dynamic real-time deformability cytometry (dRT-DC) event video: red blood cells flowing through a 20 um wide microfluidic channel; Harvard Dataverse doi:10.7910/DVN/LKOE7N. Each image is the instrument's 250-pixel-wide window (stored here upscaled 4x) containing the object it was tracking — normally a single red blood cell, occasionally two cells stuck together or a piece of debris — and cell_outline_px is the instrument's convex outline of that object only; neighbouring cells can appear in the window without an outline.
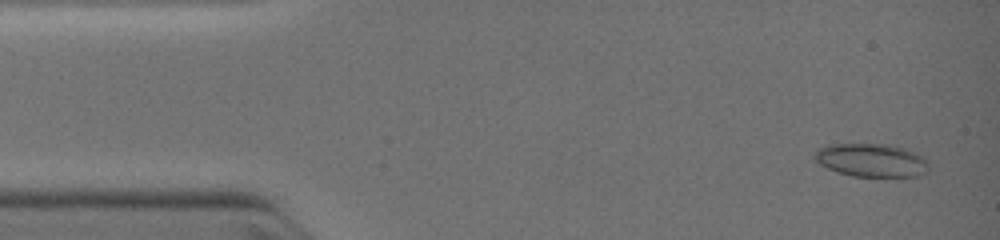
{"species": "common noctule bat (a hibernating species)", "species_latin": "Nyctalus noctula", "temperature_condition": "warm", "stored_images_in_passage": 39, "camera_frame_rate_fps": 3000, "um_per_image_px": 0.085, "animal": {"sex": "female", "body_mass_g": 19.0, "forearm_length_mm": 51.5}, "frame": {"image": 1, "passage_image": 2, "time_ms": 0.333, "image_size_px": [1000, 240], "cell_outline_px": [[928, 172], [916, 176], [852, 176], [836, 172], [820, 164], [812, 156], [820, 148], [828, 144], [888, 144], [908, 148], [924, 156], [928, 164]], "centroid_in_image_um": [74.1, 13.61], "position_along_channel_um": 10.9, "area_um2": 22.31}}
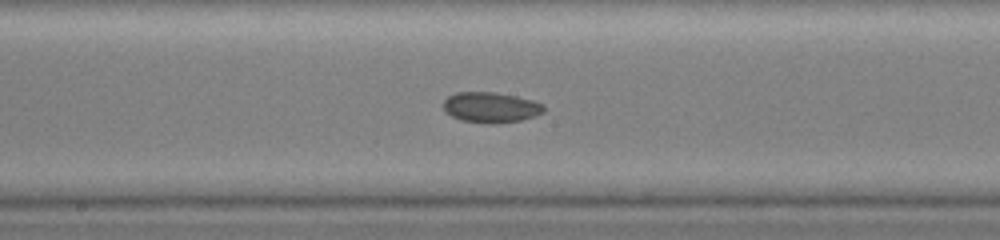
{"frame": {"image": 2, "passage_image": 20, "time_ms": 6.333, "image_size_px": [1000, 240], "cell_outline_px": [[544, 112], [536, 116], [520, 120], [492, 124], [460, 120], [444, 112], [444, 100], [448, 96], [456, 92], [492, 92], [516, 96], [532, 100], [544, 104]], "centroid_in_image_um": [41.71, 9.13], "position_along_channel_um": 206.5, "area_um2": 17.86}}
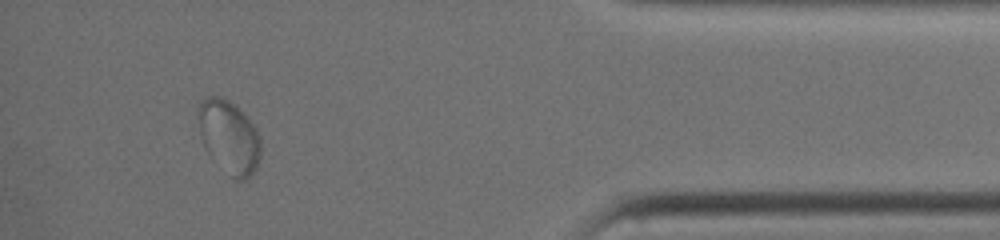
{"frame": {"image": 3, "passage_image": 35, "time_ms": 11.333, "image_size_px": [1000, 240], "cell_outline_px": [[260, 160], [256, 168], [248, 180], [232, 180], [208, 156], [200, 140], [196, 112], [196, 108], [200, 100], [204, 96], [220, 96], [236, 104], [248, 116], [256, 128], [260, 136]], "centroid_in_image_um": [19.43, 11.64], "position_along_channel_um": 415.8, "area_um2": 28.03}}